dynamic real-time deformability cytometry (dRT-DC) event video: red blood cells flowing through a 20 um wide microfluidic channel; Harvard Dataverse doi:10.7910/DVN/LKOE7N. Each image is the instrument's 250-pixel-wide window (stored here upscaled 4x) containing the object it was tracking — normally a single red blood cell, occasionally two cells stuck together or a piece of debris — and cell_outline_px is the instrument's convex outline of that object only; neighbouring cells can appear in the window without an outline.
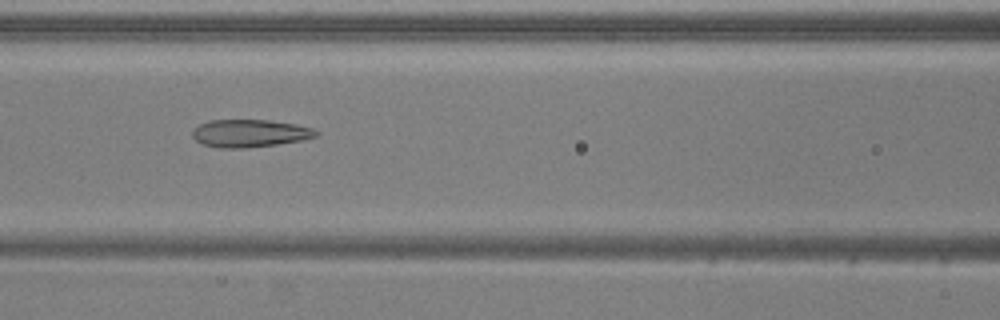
{"species": "common noctule bat (a hibernating species)", "species_latin": "Nyctalus noctula", "temperature_condition": "warm", "stored_images_in_passage": 46, "camera_frame_rate_fps": 3000, "um_per_image_px": 0.085, "animal": {"sex": "male", "body_mass_g": 20.5, "forearm_length_mm": 52.5}, "frame": {"image": 1, "passage_image": 16, "time_ms": 5.0, "image_size_px": [1000, 320], "cell_outline_px": [[320, 132], [316, 136], [304, 140], [276, 144], [244, 148], [220, 148], [204, 144], [196, 140], [192, 136], [192, 128], [208, 120], [268, 120], [296, 124], [312, 128]], "centroid_in_image_um": [21.23, 11.32], "position_along_channel_um": 145.4, "area_um2": 19.94}}
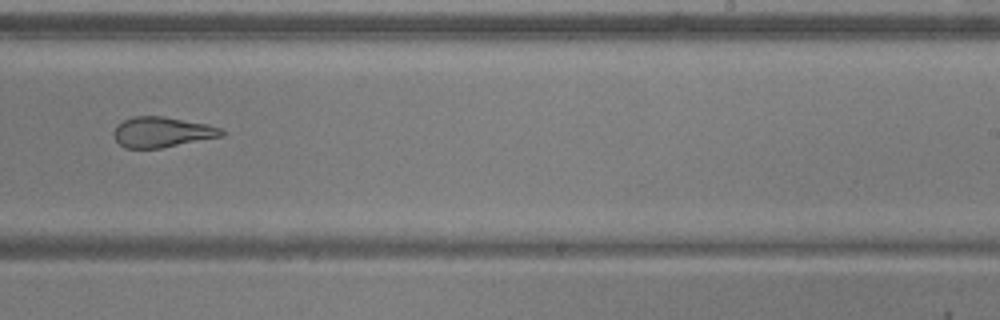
{"frame": {"image": 2, "passage_image": 26, "time_ms": 8.333, "image_size_px": [1000, 320], "cell_outline_px": [[228, 132], [224, 136], [160, 148], [124, 148], [116, 140], [112, 132], [116, 124], [132, 116], [164, 116], [208, 124], [220, 128]], "centroid_in_image_um": [13.78, 11.22], "position_along_channel_um": 275.2, "area_um2": 19.31}}
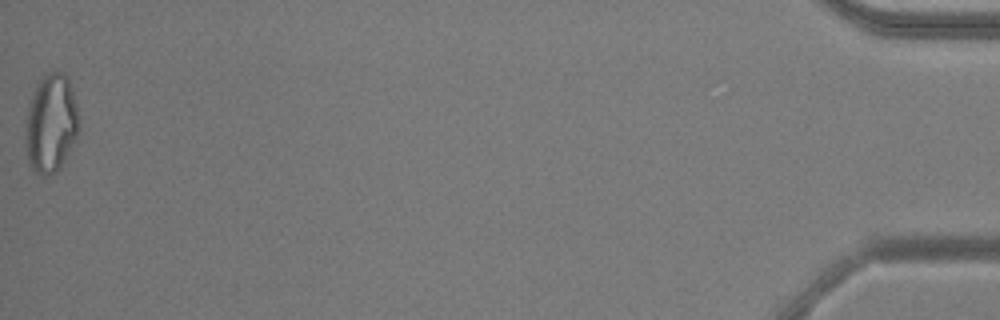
{"frame": {"image": 3, "passage_image": 46, "time_ms": 15.0, "image_size_px": [1000, 320], "cell_outline_px": [[76, 136], [60, 168], [56, 172], [48, 176], [40, 176], [32, 172], [28, 164], [24, 144], [24, 124], [28, 108], [36, 84], [44, 72], [64, 72], [68, 80], [76, 104]], "centroid_in_image_um": [4.24, 10.54], "position_along_channel_um": 431.0, "area_um2": 30.75}, "authors_computed_cell_mechanics": {"area_um2": 23.2356, "velocity_mm_per_s": 3.9103, "shape_relaxation_time_tau1_ms": null, "shape_relaxation_time_tau2_ms": 1.9369, "deformation_change_tau1": null, "deformation_change_tau2": 0.1044}}